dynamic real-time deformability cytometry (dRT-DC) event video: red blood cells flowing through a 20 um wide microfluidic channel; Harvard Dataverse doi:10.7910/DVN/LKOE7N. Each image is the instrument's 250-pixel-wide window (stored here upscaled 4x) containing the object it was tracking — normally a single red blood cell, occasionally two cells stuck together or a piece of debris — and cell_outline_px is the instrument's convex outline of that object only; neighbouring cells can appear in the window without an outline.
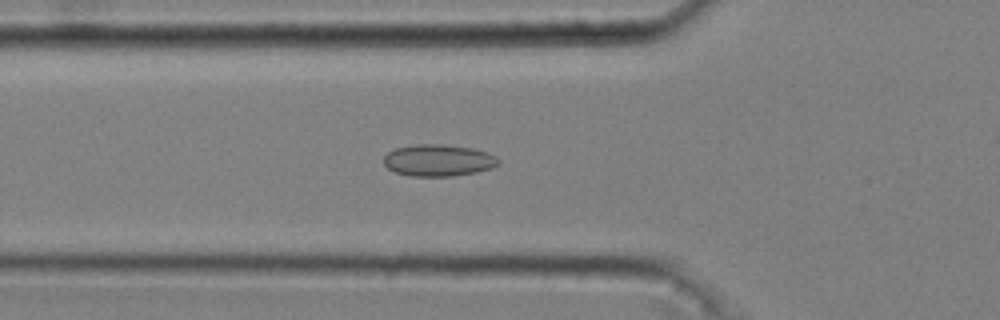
{"species": "common noctule bat (a hibernating species)", "species_latin": "Nyctalus noctula", "temperature_condition": "cold", "stored_images_in_passage": 49, "camera_frame_rate_fps": 3000, "um_per_image_px": 0.085, "animal": {"sex": "male", "body_mass_g": 20.4}, "frame": {"image": 1, "passage_image": 19, "time_ms": 6.0, "image_size_px": [1000, 320], "cell_outline_px": [[500, 164], [492, 168], [476, 172], [452, 176], [408, 176], [396, 172], [388, 168], [384, 164], [384, 156], [388, 152], [396, 148], [416, 144], [444, 144], [472, 148], [488, 152], [496, 156], [500, 160]], "centroid_in_image_um": [37.29, 13.62], "position_along_channel_um": 88.5, "area_um2": 21.39}}
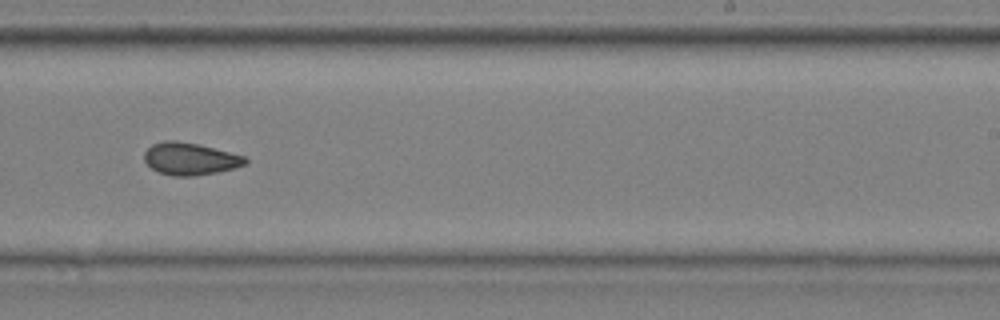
{"frame": {"image": 2, "passage_image": 34, "time_ms": 11.0, "image_size_px": [1000, 320], "cell_outline_px": [[248, 164], [236, 168], [196, 176], [172, 176], [160, 172], [152, 168], [144, 160], [144, 152], [152, 144], [164, 140], [176, 140], [200, 144], [248, 156]], "centroid_in_image_um": [16.22, 13.49], "position_along_channel_um": 272.8, "area_um2": 19.36}}
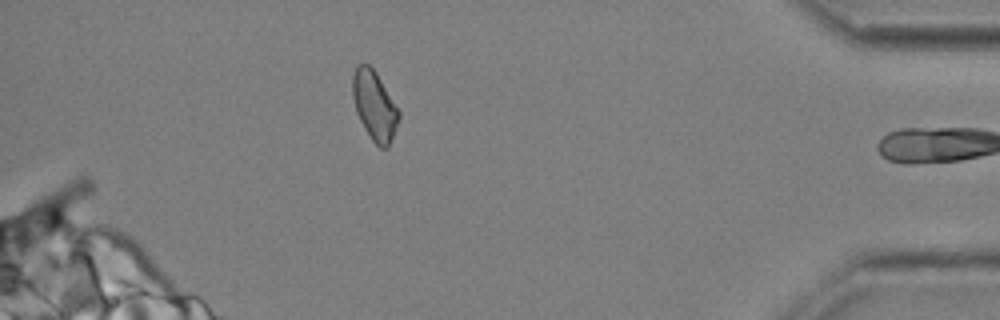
{"frame": {"image": 3, "passage_image": 48, "time_ms": 15.667, "image_size_px": [1000, 320], "cell_outline_px": [[400, 116], [388, 148], [380, 148], [372, 140], [364, 128], [356, 112], [352, 96], [352, 76], [356, 64], [368, 64], [376, 72], [400, 112]], "centroid_in_image_um": [31.81, 8.96], "position_along_channel_um": 403.4, "area_um2": 18.55}, "authors_computed_cell_mechanics": {"area_um2": 19.652, "velocity_mm_per_s": 3.6861, "shape_relaxation_time_tau1_ms": null, "shape_relaxation_time_tau2_ms": 3.5079, "deformation_change_tau1": null, "deformation_change_tau2": 0.0765}}